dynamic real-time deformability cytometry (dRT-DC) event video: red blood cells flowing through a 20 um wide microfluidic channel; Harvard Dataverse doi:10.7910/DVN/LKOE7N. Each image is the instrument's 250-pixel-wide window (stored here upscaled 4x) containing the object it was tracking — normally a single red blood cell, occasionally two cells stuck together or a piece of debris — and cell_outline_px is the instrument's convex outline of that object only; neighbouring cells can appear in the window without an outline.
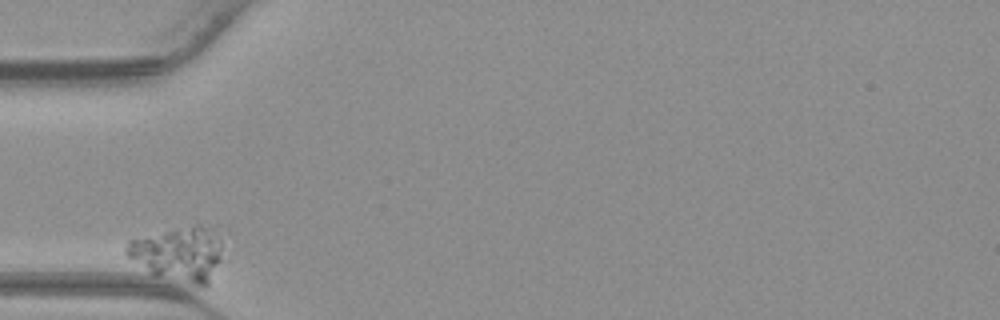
{"species": "common noctule bat (a hibernating species)", "species_latin": "Nyctalus noctula", "temperature_condition": "warm", "stored_images_in_passage": 24, "camera_frame_rate_fps": 3000, "um_per_image_px": 0.085, "animal": {"sex": "male", "body_mass_g": 23.1, "forearm_length_mm": 52.7}, "frame": {"image": 1, "passage_image": 1, "time_ms": 0.0, "image_size_px": [1000, 320], "cell_outline_px": [[220, 260], [208, 288], [204, 288], [152, 276], [128, 256], [124, 252], [124, 248], [128, 240], [196, 224], [200, 224], [220, 244]], "centroid_in_image_um": [15.12, 21.68], "position_along_channel_um": 69.9, "area_um2": 30.17}}
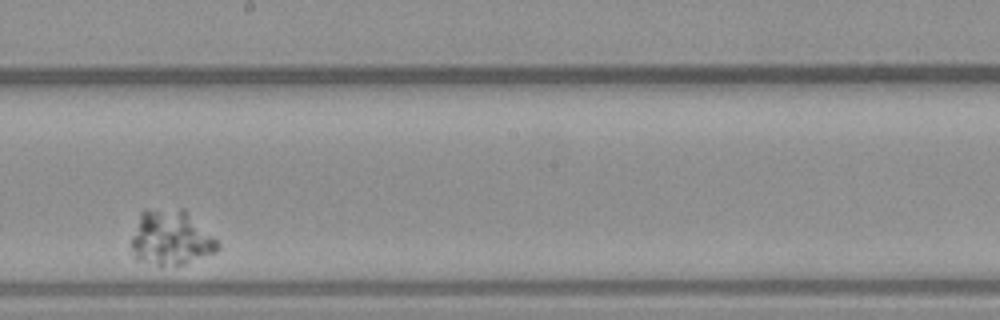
{"frame": {"image": 2, "passage_image": 14, "time_ms": 4.333, "image_size_px": [1000, 320], "cell_outline_px": [[220, 248], [216, 252], [184, 264], [160, 264], [136, 260], [128, 244], [140, 212], [144, 208], [184, 208], [220, 244]], "centroid_in_image_um": [14.47, 20.18], "position_along_channel_um": 233.7, "area_um2": 27.92}}
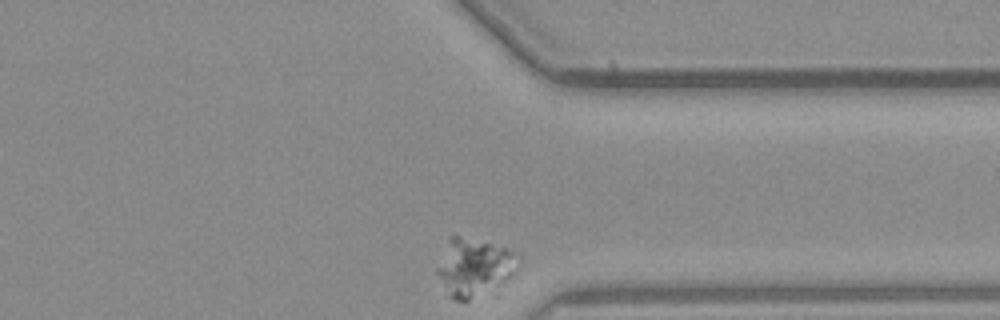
{"frame": {"image": 3, "passage_image": 24, "time_ms": 7.667, "image_size_px": [1000, 320], "cell_outline_px": [[520, 264], [508, 276], [468, 300], [456, 300], [448, 296], [436, 272], [436, 268], [448, 236], [456, 236], [492, 244], [504, 248], [520, 256]], "centroid_in_image_um": [40.21, 22.67], "position_along_channel_um": 371.2, "area_um2": 26.13}}